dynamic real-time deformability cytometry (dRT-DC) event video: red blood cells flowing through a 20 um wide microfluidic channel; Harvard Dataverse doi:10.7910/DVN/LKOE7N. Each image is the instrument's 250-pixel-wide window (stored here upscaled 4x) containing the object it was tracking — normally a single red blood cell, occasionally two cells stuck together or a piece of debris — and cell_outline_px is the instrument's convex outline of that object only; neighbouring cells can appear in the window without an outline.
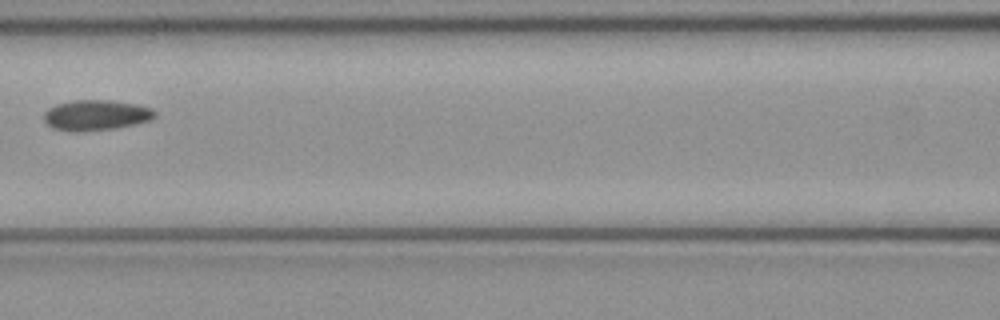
{"species": "common noctule bat (a hibernating species)", "species_latin": "Nyctalus noctula", "temperature_condition": "cold", "stored_images_in_passage": 6, "camera_frame_rate_fps": 3000, "um_per_image_px": 0.085, "animal": {"sex": "female", "body_mass_g": 21.9}, "frame": {"image": 1, "passage_image": 5, "time_ms": 1.333, "image_size_px": [1000, 320], "cell_outline_px": [[156, 116], [148, 120], [136, 124], [116, 128], [84, 132], [68, 132], [52, 128], [44, 120], [44, 112], [48, 108], [56, 104], [72, 100], [108, 100], [136, 104], [152, 108], [156, 112]], "centroid_in_image_um": [8.13, 9.8], "position_along_channel_um": 158.5, "area_um2": 19.94}}
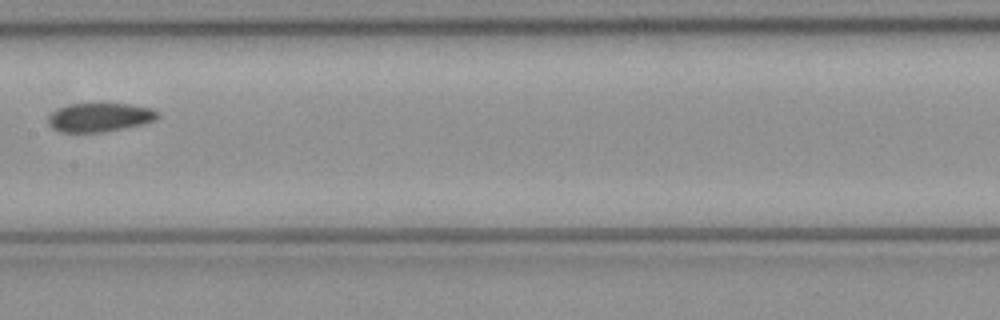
{"frame": {"image": 2, "passage_image": 6, "time_ms": 1.667, "image_size_px": [1000, 320], "cell_outline_px": [[160, 116], [156, 120], [144, 124], [104, 132], [60, 132], [52, 128], [48, 124], [48, 116], [52, 112], [60, 108], [72, 104], [92, 100], [100, 100], [132, 104], [152, 108]], "centroid_in_image_um": [8.49, 9.92], "position_along_channel_um": 198.9, "area_um2": 19.36}}